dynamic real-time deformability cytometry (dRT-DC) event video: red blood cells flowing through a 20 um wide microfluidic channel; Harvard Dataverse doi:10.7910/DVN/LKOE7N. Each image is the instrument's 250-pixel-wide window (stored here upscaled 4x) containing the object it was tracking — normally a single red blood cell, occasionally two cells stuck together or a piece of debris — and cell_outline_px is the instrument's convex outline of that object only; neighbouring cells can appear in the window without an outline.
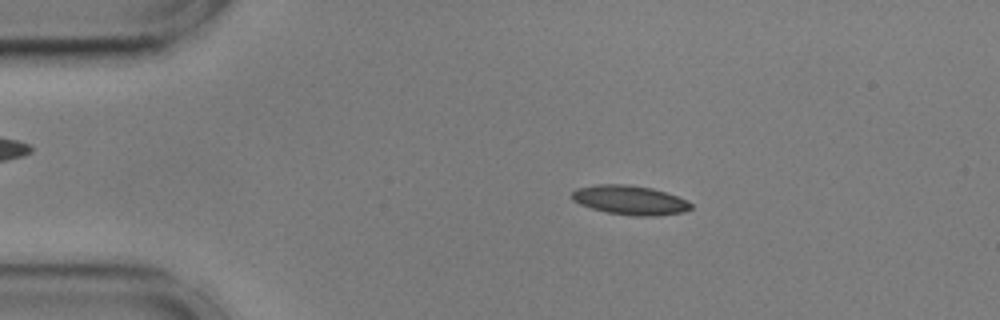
{"species": "common noctule bat (a hibernating species)", "species_latin": "Nyctalus noctula", "temperature_condition": "cold", "stored_images_in_passage": 56, "camera_frame_rate_fps": 3000, "um_per_image_px": 0.085, "animal": {"sex": "male", "body_mass_g": 17.9, "forearm_length_mm": 54.2}, "frame": {"image": 1, "passage_image": 10, "time_ms": 3.0, "image_size_px": [1000, 320], "cell_outline_px": [[692, 208], [684, 212], [656, 216], [632, 216], [608, 212], [592, 208], [580, 204], [572, 200], [572, 192], [576, 188], [596, 184], [624, 184], [652, 188], [676, 196], [692, 204]], "centroid_in_image_um": [53.52, 17.01], "position_along_channel_um": 31.5, "area_um2": 20.17}}
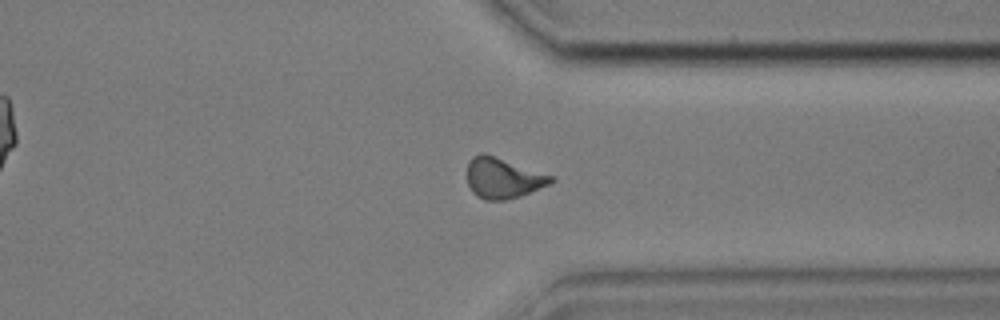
{"frame": {"image": 2, "passage_image": 42, "time_ms": 13.667, "image_size_px": [1000, 320], "cell_outline_px": [[556, 180], [548, 184], [520, 196], [504, 200], [484, 200], [476, 196], [472, 192], [468, 184], [468, 160], [472, 156], [480, 152], [484, 152], [556, 176]], "centroid_in_image_um": [42.75, 15.11], "position_along_channel_um": 368.6, "area_um2": 20.06}}
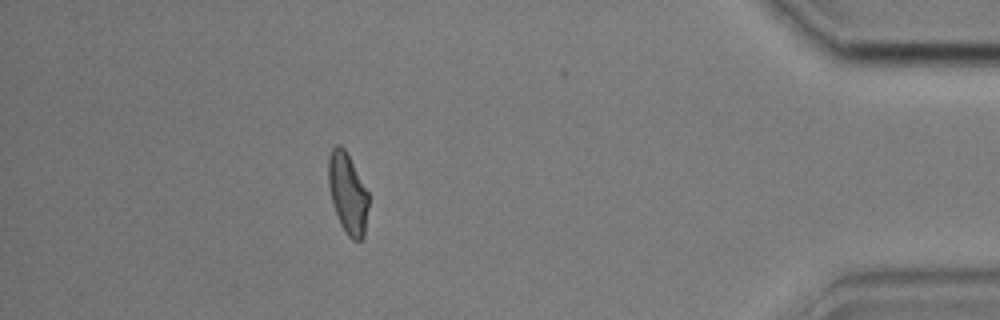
{"frame": {"image": 3, "passage_image": 49, "time_ms": 16.0, "image_size_px": [1000, 320], "cell_outline_px": [[368, 208], [364, 236], [360, 240], [352, 240], [348, 236], [340, 224], [332, 200], [328, 184], [328, 160], [332, 148], [336, 144], [340, 144], [344, 148], [368, 192]], "centroid_in_image_um": [29.55, 16.44], "position_along_channel_um": 405.7, "area_um2": 18.61}, "authors_computed_cell_mechanics": {"area_um2": 19.4497, "velocity_mm_per_s": 3.5916, "shape_relaxation_time_tau1_ms": 6.1585, "shape_relaxation_time_tau2_ms": 3.3883, "deformation_change_tau1": 0.1345, "deformation_change_tau2": 0.0894}}